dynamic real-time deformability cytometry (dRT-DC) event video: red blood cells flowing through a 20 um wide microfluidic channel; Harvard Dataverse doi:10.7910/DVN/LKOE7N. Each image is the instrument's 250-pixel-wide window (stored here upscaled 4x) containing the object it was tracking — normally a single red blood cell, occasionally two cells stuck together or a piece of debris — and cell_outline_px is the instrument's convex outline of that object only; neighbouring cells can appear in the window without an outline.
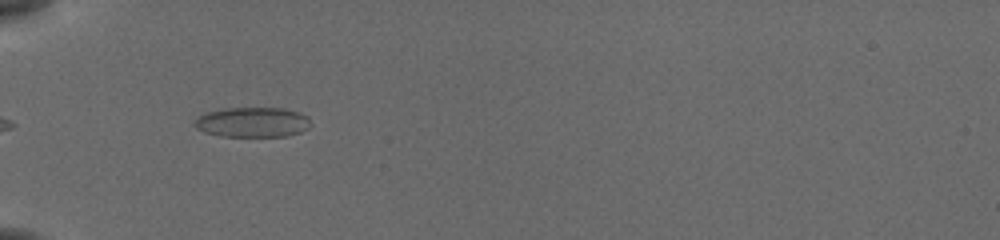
{"species": "common noctule bat (a hibernating species)", "species_latin": "Nyctalus noctula", "temperature_condition": "cold", "stored_images_in_passage": 9, "camera_frame_rate_fps": 3000, "um_per_image_px": 0.085, "animal": {"sex": "female", "body_mass_g": 19.5, "forearm_length_mm": 54.1}, "frame": {"image": 1, "passage_image": 1, "time_ms": 0.0, "image_size_px": [1000, 240], "cell_outline_px": [[312, 124], [308, 128], [300, 132], [284, 136], [220, 136], [204, 132], [196, 128], [192, 124], [204, 112], [220, 108], [284, 108], [300, 112], [308, 116]], "centroid_in_image_um": [21.46, 10.37], "position_along_channel_um": 63.5, "area_um2": 20.52}}